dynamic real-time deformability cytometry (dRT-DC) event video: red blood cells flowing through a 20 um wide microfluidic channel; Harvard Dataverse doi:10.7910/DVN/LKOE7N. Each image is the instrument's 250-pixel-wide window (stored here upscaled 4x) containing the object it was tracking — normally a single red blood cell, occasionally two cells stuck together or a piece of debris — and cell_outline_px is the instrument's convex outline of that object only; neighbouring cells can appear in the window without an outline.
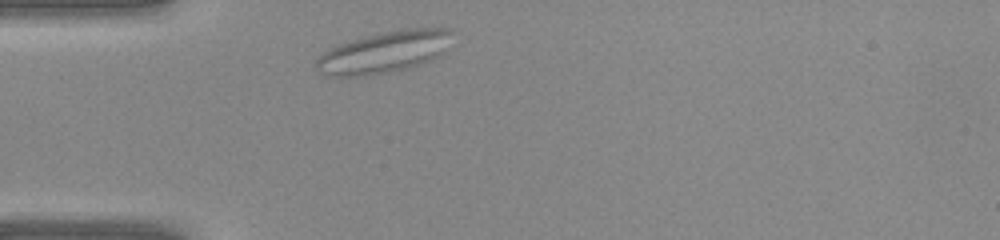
{"species": "common noctule bat (a hibernating species)", "species_latin": "Nyctalus noctula", "temperature_condition": "warm", "stored_images_in_passage": 24, "camera_frame_rate_fps": 3000, "um_per_image_px": 0.085, "animal": {"sex": "female", "body_mass_g": 22.0, "forearm_length_mm": 56.7}, "frame": {"image": 1, "passage_image": 1, "time_ms": 0.0, "image_size_px": [1000, 240], "cell_outline_px": [[452, 32], [444, 52], [440, 56], [432, 60], [408, 68], [372, 76], [328, 76], [320, 72], [316, 68], [316, 60], [328, 48], [348, 40], [404, 28], [452, 28]], "centroid_in_image_um": [32.64, 4.44], "position_along_channel_um": 52.4, "area_um2": 33.12}}
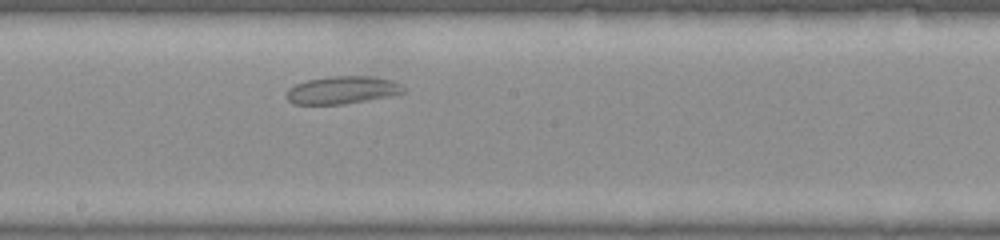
{"frame": {"image": 2, "passage_image": 12, "time_ms": 3.667, "image_size_px": [1000, 240], "cell_outline_px": [[408, 92], [392, 96], [344, 104], [292, 104], [284, 96], [288, 88], [296, 84], [308, 80], [328, 76], [372, 76], [392, 80], [400, 84]], "centroid_in_image_um": [29.1, 7.66], "position_along_channel_um": 219.1, "area_um2": 19.13}}
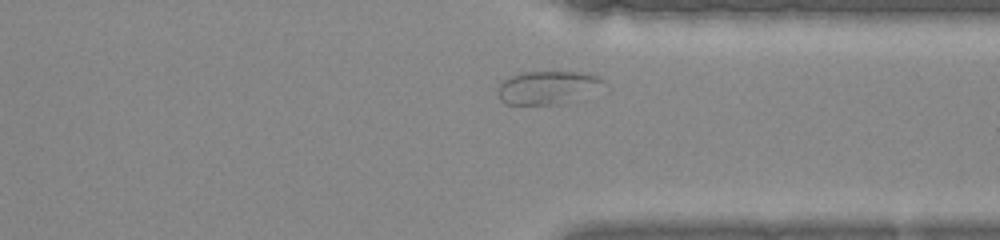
{"frame": {"image": 3, "passage_image": 21, "time_ms": 6.667, "image_size_px": [1000, 240], "cell_outline_px": [[604, 80], [568, 104], [504, 104], [496, 96], [496, 92], [500, 84], [504, 80], [512, 76], [524, 72], [580, 72], [600, 76]], "centroid_in_image_um": [46.4, 7.45], "position_along_channel_um": 365.0, "area_um2": 19.88}}